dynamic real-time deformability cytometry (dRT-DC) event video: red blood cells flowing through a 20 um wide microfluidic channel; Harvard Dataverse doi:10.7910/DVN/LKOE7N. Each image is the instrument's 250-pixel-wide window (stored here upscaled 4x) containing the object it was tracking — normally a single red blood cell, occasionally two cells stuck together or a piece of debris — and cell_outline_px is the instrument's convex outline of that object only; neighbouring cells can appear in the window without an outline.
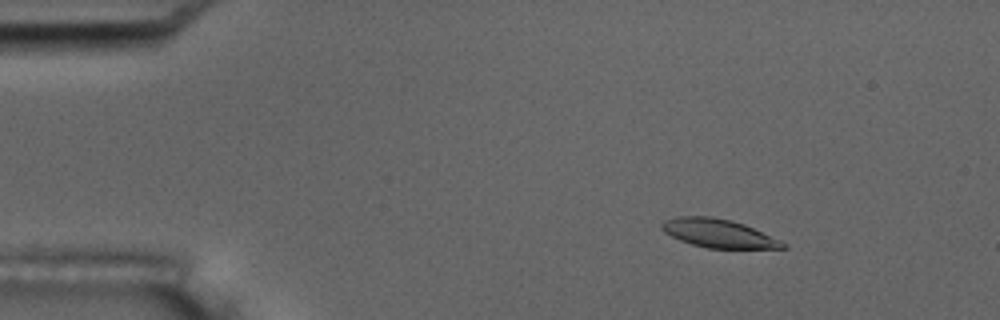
{"species": "common noctule bat (a hibernating species)", "species_latin": "Nyctalus noctula", "temperature_condition": "room temperature", "stored_images_in_passage": 53, "camera_frame_rate_fps": 3000, "um_per_image_px": 0.085, "animal": {"sex": "male", "body_mass_g": 17.5, "forearm_length_mm": 52.3}, "frame": {"image": 1, "passage_image": 7, "time_ms": 2.0, "image_size_px": [1000, 320], "cell_outline_px": [[788, 248], [708, 248], [692, 244], [680, 240], [664, 232], [660, 228], [660, 224], [664, 220], [676, 216], [712, 216], [732, 220], [744, 224], [780, 240], [788, 244]], "centroid_in_image_um": [61.05, 19.82], "position_along_channel_um": 24.0, "area_um2": 20.11}}
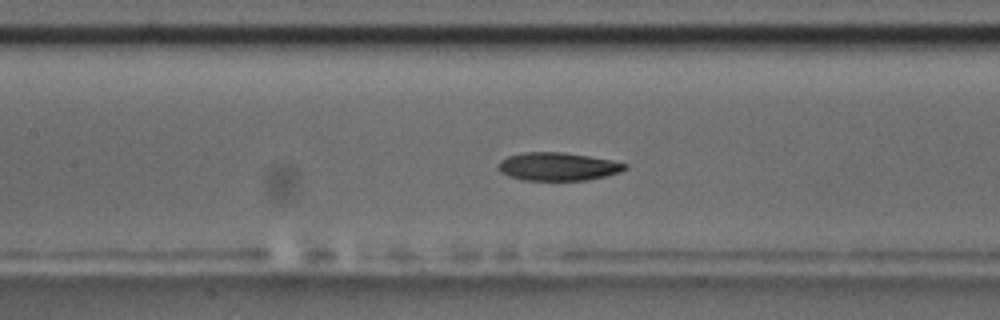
{"frame": {"image": 2, "passage_image": 24, "time_ms": 7.667, "image_size_px": [1000, 320], "cell_outline_px": [[628, 168], [620, 172], [588, 180], [524, 180], [508, 176], [500, 172], [496, 168], [500, 160], [508, 156], [524, 152], [560, 152], [588, 156], [612, 160], [628, 164]], "centroid_in_image_um": [47.4, 14.16], "position_along_channel_um": 160.0, "area_um2": 20.81}}
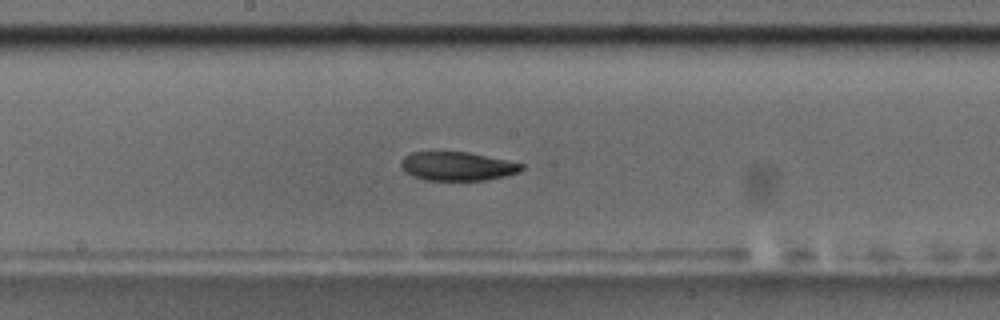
{"frame": {"image": 3, "passage_image": 28, "time_ms": 9.0, "image_size_px": [1000, 320], "cell_outline_px": [[524, 168], [520, 172], [504, 176], [484, 180], [424, 180], [412, 176], [400, 164], [400, 160], [404, 156], [412, 152], [468, 152], [524, 164]], "centroid_in_image_um": [38.87, 14.13], "position_along_channel_um": 209.3, "area_um2": 20.06}, "authors_computed_cell_mechanics": {"area_um2": 21.2704, "velocity_mm_per_s": 3.7371, "shape_relaxation_time_tau1_ms": 6.3562, "shape_relaxation_time_tau2_ms": 3.7632, "deformation_change_tau1": 0.1547, "deformation_change_tau2": 0.0909}}